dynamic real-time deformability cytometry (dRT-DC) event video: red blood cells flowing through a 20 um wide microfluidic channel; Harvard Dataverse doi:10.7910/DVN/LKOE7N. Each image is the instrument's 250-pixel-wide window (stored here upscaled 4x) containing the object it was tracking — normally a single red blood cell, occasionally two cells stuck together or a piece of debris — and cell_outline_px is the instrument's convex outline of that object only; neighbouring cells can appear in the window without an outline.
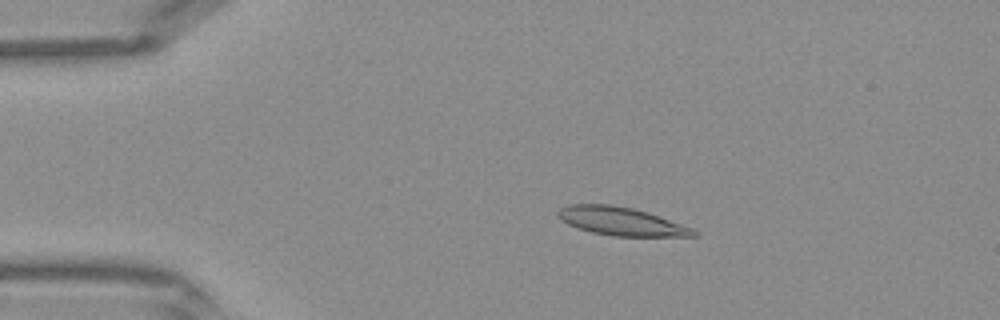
{"species": "Egyptian fruit bat (a non-hibernating species)", "species_latin": "Rousettus aegyptiacus", "temperature_condition": "warm", "stored_images_in_passage": 37, "camera_frame_rate_fps": 3000, "um_per_image_px": 0.085, "frame": {"image": 1, "passage_image": 3, "time_ms": 0.667, "image_size_px": [1000, 320], "cell_outline_px": [[700, 232], [696, 236], [612, 236], [592, 232], [576, 228], [560, 220], [556, 216], [556, 212], [560, 208], [572, 204], [612, 204], [632, 208], [648, 212], [692, 228]], "centroid_in_image_um": [52.76, 18.81], "position_along_channel_um": 32.2, "area_um2": 22.43}}
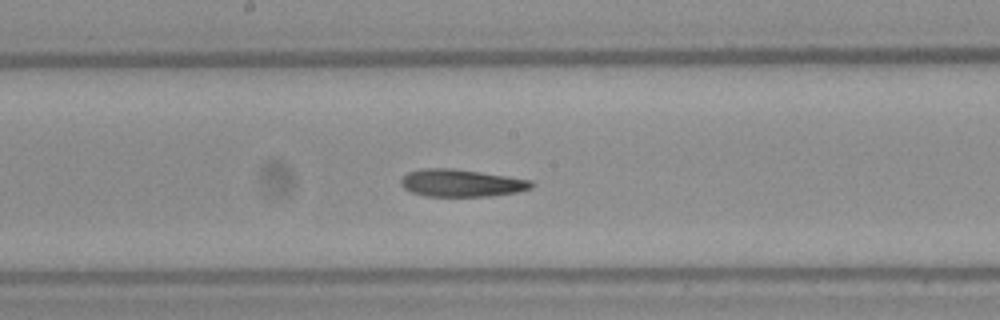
{"frame": {"image": 2, "passage_image": 17, "time_ms": 5.333, "image_size_px": [1000, 320], "cell_outline_px": [[536, 184], [532, 188], [516, 192], [492, 196], [428, 196], [412, 192], [404, 188], [400, 184], [400, 180], [408, 172], [420, 168], [452, 168], [508, 176], [532, 180]], "centroid_in_image_um": [39.24, 15.55], "position_along_channel_um": 209.0, "area_um2": 20.92}}
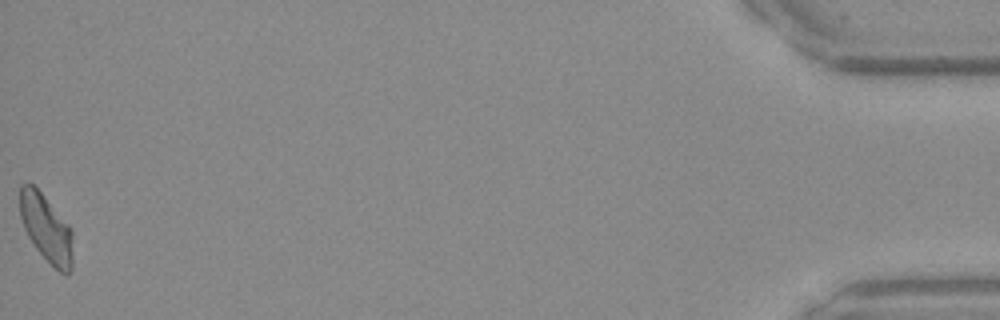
{"frame": {"image": 3, "passage_image": 37, "time_ms": 12.0, "image_size_px": [1000, 320], "cell_outline_px": [[72, 268], [68, 272], [60, 272], [36, 248], [28, 236], [24, 228], [20, 216], [20, 184], [28, 180], [44, 196], [72, 228]], "centroid_in_image_um": [3.92, 19.35], "position_along_channel_um": 431.3, "area_um2": 20.58}}